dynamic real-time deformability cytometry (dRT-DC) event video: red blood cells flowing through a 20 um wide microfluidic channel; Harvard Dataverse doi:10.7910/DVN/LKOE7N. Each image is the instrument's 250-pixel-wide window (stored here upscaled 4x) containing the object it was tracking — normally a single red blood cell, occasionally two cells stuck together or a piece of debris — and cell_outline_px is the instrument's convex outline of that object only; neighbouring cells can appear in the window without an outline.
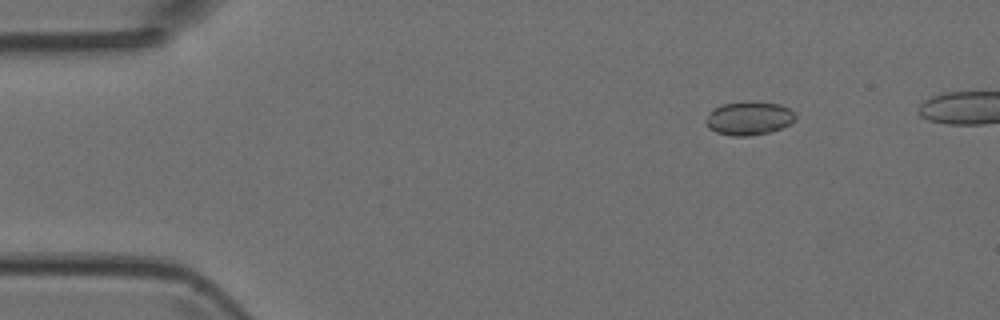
{"species": "Egyptian fruit bat (a non-hibernating species)", "species_latin": "Rousettus aegyptiacus", "temperature_condition": "room temperature", "stored_images_in_passage": 5, "camera_frame_rate_fps": 3000, "um_per_image_px": 0.085, "animal": {"sex": "female"}, "frame": {"image": 1, "passage_image": 2, "time_ms": 1.0, "image_size_px": [1000, 320], "cell_outline_px": [[796, 120], [780, 128], [768, 132], [748, 136], [732, 136], [716, 132], [708, 128], [704, 120], [712, 108], [720, 104], [744, 100], [752, 100], [780, 104], [788, 108], [796, 116]], "centroid_in_image_um": [63.6, 10.02], "position_along_channel_um": 21.4, "area_um2": 17.86}}